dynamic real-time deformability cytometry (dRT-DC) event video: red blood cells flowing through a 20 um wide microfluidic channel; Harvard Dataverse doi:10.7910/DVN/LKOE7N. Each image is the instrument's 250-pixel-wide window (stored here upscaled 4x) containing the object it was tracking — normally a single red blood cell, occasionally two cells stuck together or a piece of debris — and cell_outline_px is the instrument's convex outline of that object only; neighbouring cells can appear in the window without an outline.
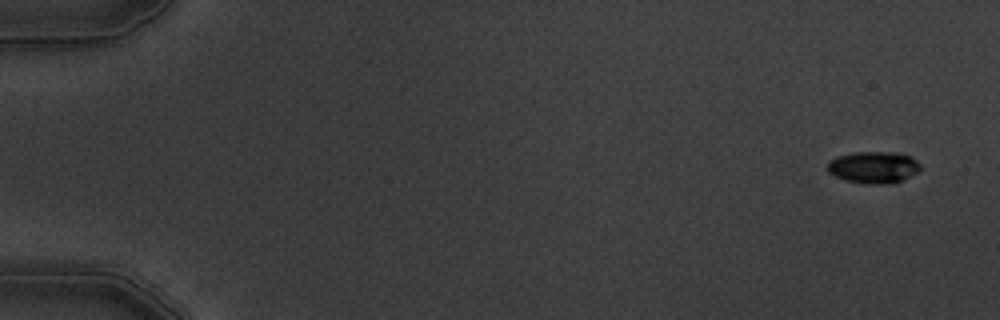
{"species": "common noctule bat (a hibernating species)", "species_latin": "Nyctalus noctula", "temperature_condition": "warm", "stored_images_in_passage": 6, "camera_frame_rate_fps": 3000, "um_per_image_px": 0.085, "animal": {"sex": "male", "body_mass_g": 19.5, "forearm_length_mm": 54.6}, "frame": {"image": 1, "passage_image": 1, "time_ms": 0.0, "image_size_px": [1000, 320], "cell_outline_px": [[920, 168], [916, 172], [892, 184], [868, 184], [844, 180], [828, 172], [828, 160], [836, 156], [852, 152], [892, 152], [912, 156], [920, 164]], "centroid_in_image_um": [74.21, 14.21], "position_along_channel_um": 10.8, "area_um2": 17.22}}
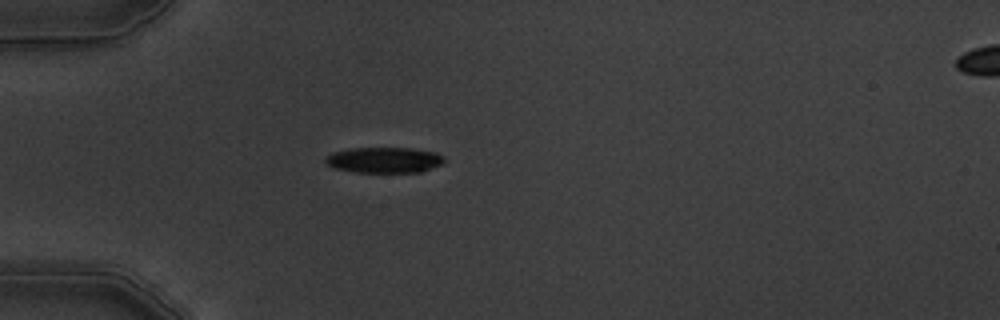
{"frame": {"image": 2, "passage_image": 5, "time_ms": 4.667, "image_size_px": [1000, 320], "cell_outline_px": [[444, 164], [420, 172], [356, 172], [332, 168], [324, 160], [324, 156], [332, 152], [352, 148], [412, 148], [436, 152], [444, 156]], "centroid_in_image_um": [32.66, 13.6], "position_along_channel_um": 52.3, "area_um2": 17.98}}